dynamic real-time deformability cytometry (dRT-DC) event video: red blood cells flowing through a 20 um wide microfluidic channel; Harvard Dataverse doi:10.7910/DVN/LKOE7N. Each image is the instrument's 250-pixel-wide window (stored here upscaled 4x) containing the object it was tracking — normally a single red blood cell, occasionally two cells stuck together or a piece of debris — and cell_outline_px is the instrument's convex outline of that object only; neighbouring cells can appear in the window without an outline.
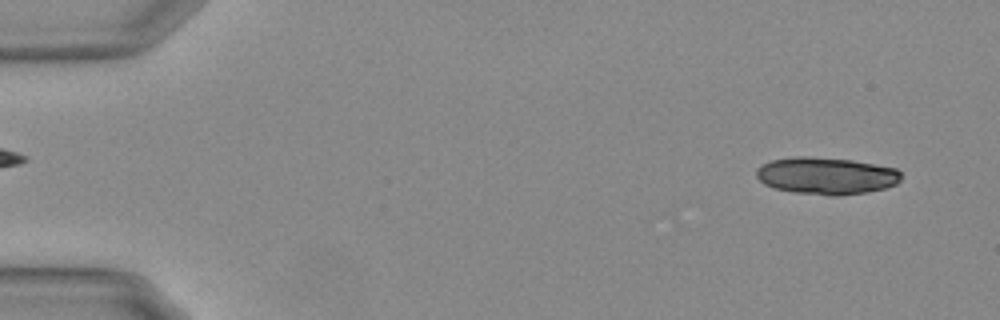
{"species": "Egyptian fruit bat (a non-hibernating species)", "species_latin": "Rousettus aegyptiacus", "temperature_condition": "warm", "stored_images_in_passage": 18, "camera_frame_rate_fps": 3000, "um_per_image_px": 0.085, "animal": {"sex": "female"}, "frame": {"image": 1, "passage_image": 4, "time_ms": 1.0, "image_size_px": [1000, 320], "cell_outline_px": [[900, 180], [896, 184], [884, 188], [868, 192], [840, 196], [828, 196], [792, 192], [776, 188], [764, 184], [756, 176], [756, 168], [772, 160], [796, 156], [808, 156], [852, 160], [896, 168], [900, 172]], "centroid_in_image_um": [70.23, 14.95], "position_along_channel_um": 14.8, "area_um2": 31.39}}
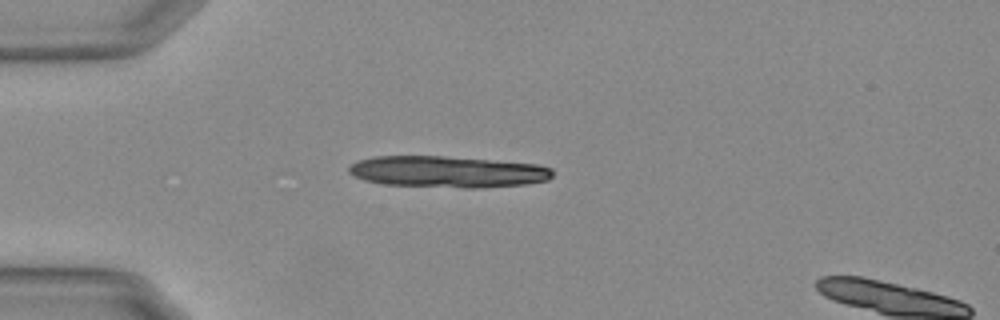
{"frame": {"image": 2, "passage_image": 15, "time_ms": 4.667, "image_size_px": [1000, 320], "cell_outline_px": [[552, 176], [548, 180], [528, 184], [484, 188], [464, 188], [384, 184], [364, 180], [348, 172], [348, 168], [352, 164], [360, 160], [376, 156], [444, 156], [536, 164], [552, 168]], "centroid_in_image_um": [38.07, 14.61], "position_along_channel_um": 46.9, "area_um2": 37.28}}